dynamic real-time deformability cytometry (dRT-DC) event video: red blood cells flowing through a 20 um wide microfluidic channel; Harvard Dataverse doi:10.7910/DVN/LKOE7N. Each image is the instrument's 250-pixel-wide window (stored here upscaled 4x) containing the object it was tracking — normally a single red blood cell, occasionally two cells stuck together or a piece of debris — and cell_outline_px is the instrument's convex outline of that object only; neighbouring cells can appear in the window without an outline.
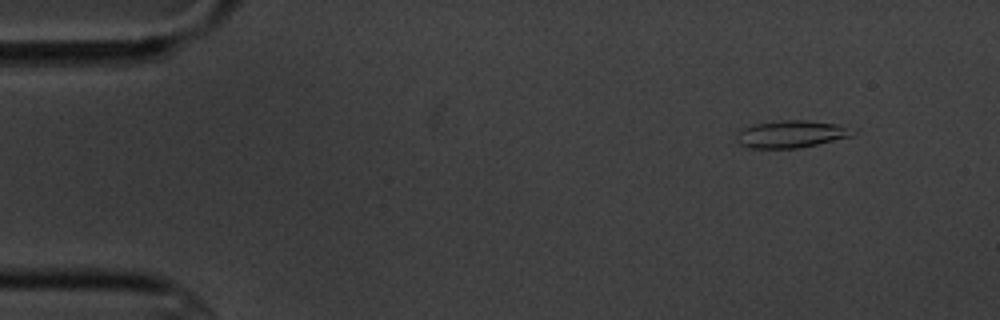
{"species": "common noctule bat (a hibernating species)", "species_latin": "Nyctalus noctula", "temperature_condition": "cold", "stored_images_in_passage": 5, "camera_frame_rate_fps": 3000, "um_per_image_px": 0.085, "animal": {"sex": "male", "body_mass_g": 20.1, "forearm_length_mm": 53.5}, "frame": {"image": 1, "passage_image": 2, "time_ms": 1.333, "image_size_px": [1000, 320], "cell_outline_px": [[856, 132], [852, 136], [816, 144], [796, 148], [748, 148], [740, 144], [736, 140], [740, 132], [744, 128], [752, 124], [780, 120], [808, 120], [836, 124], [856, 128]], "centroid_in_image_um": [67.29, 11.38], "position_along_channel_um": 17.7, "area_um2": 18.44}}
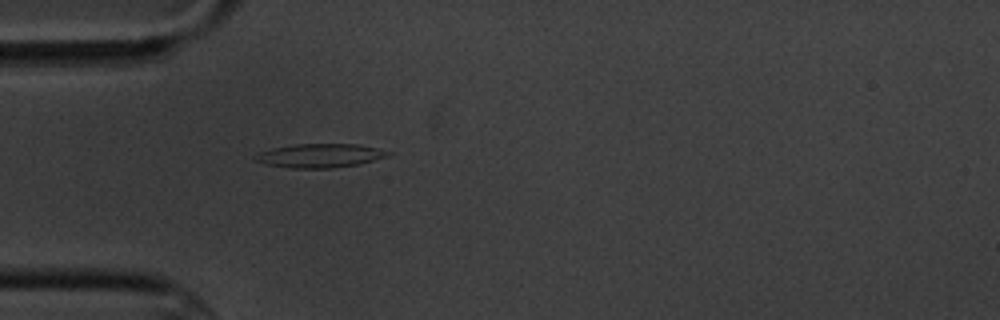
{"frame": {"image": 2, "passage_image": 5, "time_ms": 5.0, "image_size_px": [1000, 320], "cell_outline_px": [[392, 152], [388, 156], [360, 164], [332, 168], [292, 168], [264, 164], [252, 160], [252, 156], [260, 152], [272, 148], [296, 144], [356, 144], [376, 148]], "centroid_in_image_um": [27.15, 13.23], "position_along_channel_um": 57.9, "area_um2": 18.5}}